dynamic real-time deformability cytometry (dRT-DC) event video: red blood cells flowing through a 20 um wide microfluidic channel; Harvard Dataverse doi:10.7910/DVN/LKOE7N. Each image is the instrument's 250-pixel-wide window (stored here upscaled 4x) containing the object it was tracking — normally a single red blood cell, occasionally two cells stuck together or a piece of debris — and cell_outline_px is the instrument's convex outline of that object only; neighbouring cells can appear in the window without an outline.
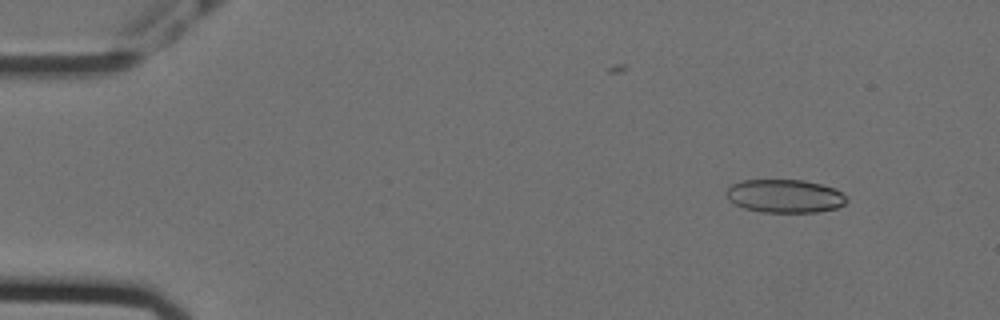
{"species": "Egyptian fruit bat (a non-hibernating species)", "species_latin": "Rousettus aegyptiacus", "temperature_condition": "cold", "stored_images_in_passage": 56, "camera_frame_rate_fps": 3000, "um_per_image_px": 0.085, "animal": {"sex": "female"}, "frame": {"image": 1, "passage_image": 5, "time_ms": 1.333, "image_size_px": [1000, 320], "cell_outline_px": [[848, 200], [844, 204], [836, 208], [816, 212], [760, 212], [744, 208], [728, 200], [724, 192], [732, 184], [740, 180], [804, 180], [836, 188]], "centroid_in_image_um": [66.67, 16.66], "position_along_channel_um": 18.3, "area_um2": 23.41}}
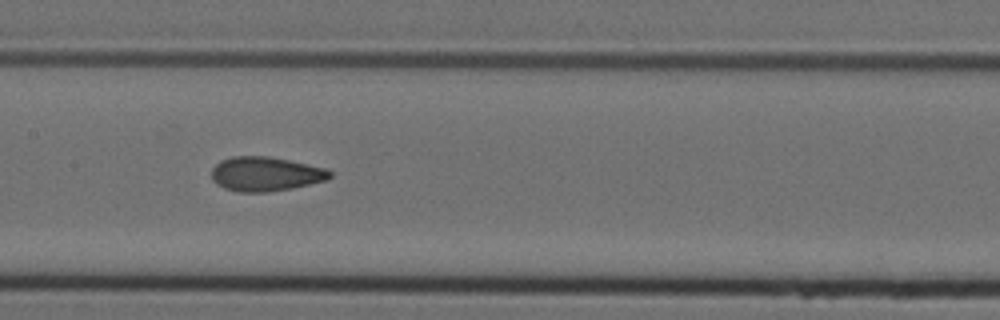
{"frame": {"image": 2, "passage_image": 27, "time_ms": 8.667, "image_size_px": [1000, 320], "cell_outline_px": [[332, 176], [328, 180], [292, 188], [264, 192], [236, 192], [224, 188], [216, 184], [212, 180], [212, 168], [220, 160], [232, 156], [268, 156], [288, 160], [324, 168], [332, 172]], "centroid_in_image_um": [22.54, 14.79], "position_along_channel_um": 184.9, "area_um2": 23.7}}
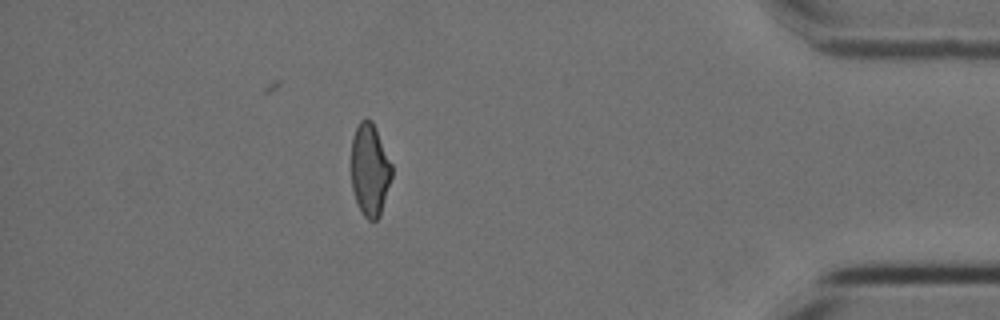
{"frame": {"image": 3, "passage_image": 49, "time_ms": 16.0, "image_size_px": [1000, 320], "cell_outline_px": [[392, 176], [380, 216], [376, 220], [368, 220], [364, 216], [356, 200], [352, 188], [352, 136], [360, 120], [372, 120], [392, 164]], "centroid_in_image_um": [31.45, 14.44], "position_along_channel_um": 403.8, "area_um2": 21.62}, "authors_computed_cell_mechanics": {"area_um2": 23.3512, "velocity_mm_per_s": 3.5788, "shape_relaxation_time_tau1_ms": null, "shape_relaxation_time_tau2_ms": 1.7437, "deformation_change_tau1": null, "deformation_change_tau2": 0.0822}}